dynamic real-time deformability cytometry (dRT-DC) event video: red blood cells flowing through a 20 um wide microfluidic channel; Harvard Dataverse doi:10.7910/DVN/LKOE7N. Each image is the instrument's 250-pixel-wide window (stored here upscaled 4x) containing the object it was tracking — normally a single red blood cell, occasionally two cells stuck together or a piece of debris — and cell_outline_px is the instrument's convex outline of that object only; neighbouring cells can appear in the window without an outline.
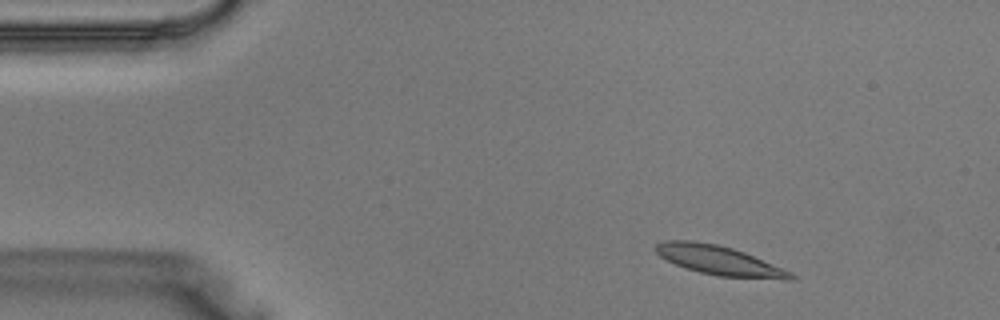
{"species": "Egyptian fruit bat (a non-hibernating species)", "species_latin": "Rousettus aegyptiacus", "temperature_condition": "warm", "stored_images_in_passage": 34, "camera_frame_rate_fps": 3000, "um_per_image_px": 0.085, "animal": {"sex": "male"}, "frame": {"image": 1, "passage_image": 1, "time_ms": 0.0, "image_size_px": [1000, 320], "cell_outline_px": [[796, 280], [784, 280], [720, 276], [700, 272], [676, 264], [660, 256], [656, 252], [656, 244], [664, 240], [692, 240], [716, 244], [732, 248], [744, 252], [784, 268], [792, 272], [796, 276]], "centroid_in_image_um": [61.21, 22.14], "position_along_channel_um": 23.8, "area_um2": 23.0}}
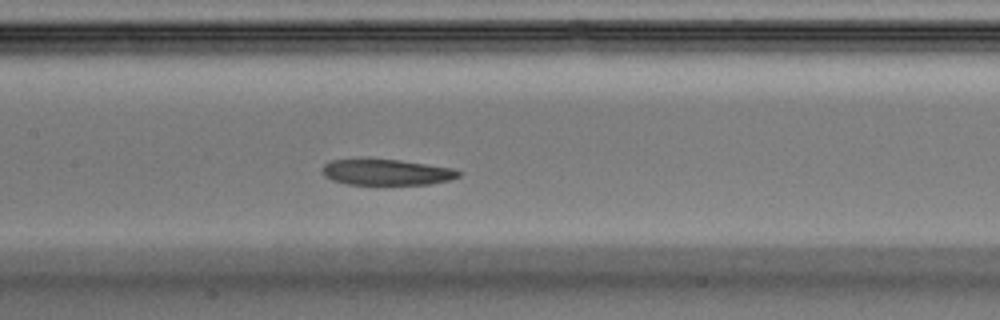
{"frame": {"image": 2, "passage_image": 14, "time_ms": 4.333, "image_size_px": [1000, 320], "cell_outline_px": [[460, 176], [448, 180], [428, 184], [348, 184], [332, 180], [324, 176], [324, 164], [332, 160], [400, 160], [452, 168], [460, 172]], "centroid_in_image_um": [32.87, 14.65], "position_along_channel_um": 174.5, "area_um2": 20.0}}
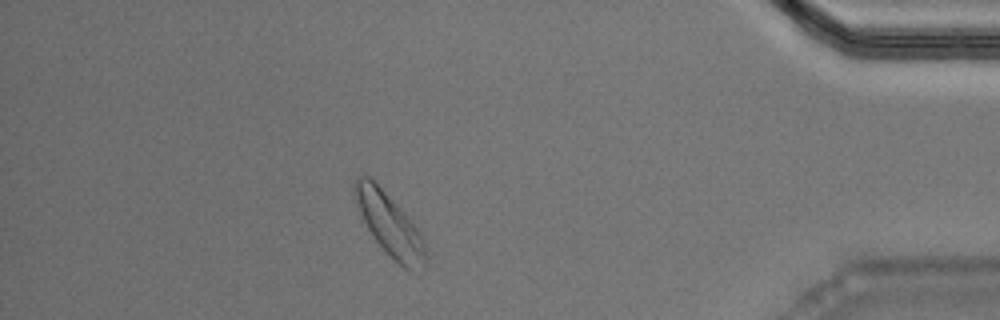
{"frame": {"image": 3, "passage_image": 30, "time_ms": 9.667, "image_size_px": [1000, 320], "cell_outline_px": [[428, 264], [424, 272], [408, 272], [372, 236], [356, 204], [352, 188], [356, 176], [368, 176], [384, 192], [420, 232], [424, 240], [428, 256]], "centroid_in_image_um": [33.17, 19.19], "position_along_channel_um": 402.0, "area_um2": 25.43}}